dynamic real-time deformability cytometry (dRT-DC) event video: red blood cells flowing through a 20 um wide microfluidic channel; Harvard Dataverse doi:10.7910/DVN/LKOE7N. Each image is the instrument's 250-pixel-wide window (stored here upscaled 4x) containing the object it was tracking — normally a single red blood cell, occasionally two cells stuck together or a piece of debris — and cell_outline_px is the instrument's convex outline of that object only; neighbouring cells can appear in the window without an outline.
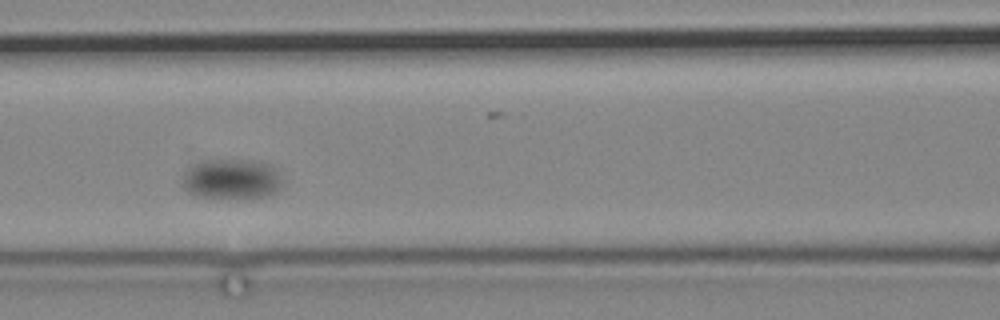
{"species": "common noctule bat (a hibernating species)", "species_latin": "Nyctalus noctula", "temperature_condition": "cold", "stored_images_in_passage": 7, "camera_frame_rate_fps": 3000, "um_per_image_px": 0.085, "animal": {"sex": "male", "body_mass_g": 19.2, "forearm_length_mm": 51.8}, "frame": {"image": 1, "passage_image": 5, "time_ms": 4.667, "image_size_px": [1000, 320], "cell_outline_px": [[284, 184], [272, 196], [236, 200], [196, 196], [188, 192], [180, 184], [180, 176], [188, 164], [204, 160], [256, 160], [272, 164]], "centroid_in_image_um": [19.64, 15.24], "position_along_channel_um": 147.0, "area_um2": 24.8}}
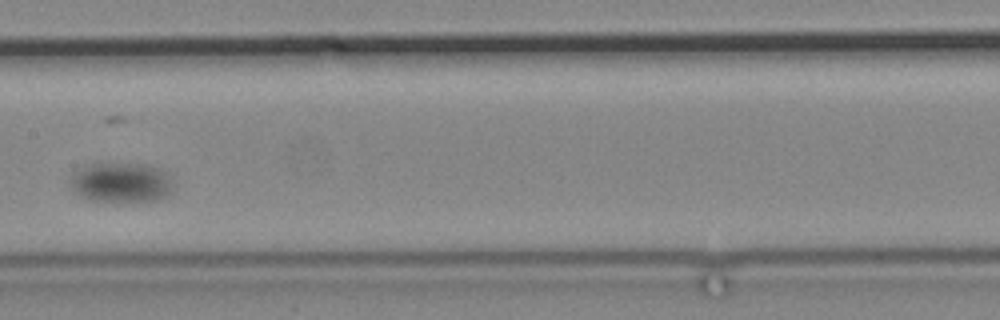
{"frame": {"image": 2, "passage_image": 7, "time_ms": 7.0, "image_size_px": [1000, 320], "cell_outline_px": [[168, 192], [164, 196], [156, 200], [88, 200], [80, 196], [72, 188], [72, 176], [88, 164], [148, 164], [160, 168], [168, 176]], "centroid_in_image_um": [10.26, 15.49], "position_along_channel_um": 197.1, "area_um2": 22.77}}